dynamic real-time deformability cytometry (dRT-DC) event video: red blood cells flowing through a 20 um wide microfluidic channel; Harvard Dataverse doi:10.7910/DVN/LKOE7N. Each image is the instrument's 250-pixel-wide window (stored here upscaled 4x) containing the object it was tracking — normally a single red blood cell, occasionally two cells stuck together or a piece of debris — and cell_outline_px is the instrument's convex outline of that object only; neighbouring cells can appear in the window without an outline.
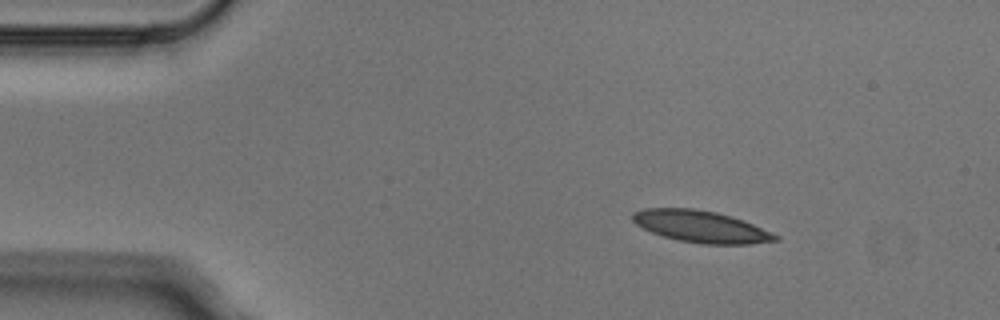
{"species": "Egyptian fruit bat (a non-hibernating species)", "species_latin": "Rousettus aegyptiacus", "temperature_condition": "cold", "stored_images_in_passage": 2, "camera_frame_rate_fps": 3000, "um_per_image_px": 0.085, "animal": {"sex": "male"}, "frame": {"image": 1, "passage_image": 1, "time_ms": 0.0, "image_size_px": [1000, 320], "cell_outline_px": [[780, 240], [748, 244], [700, 244], [680, 240], [664, 236], [652, 232], [636, 224], [632, 220], [632, 212], [644, 208], [696, 208], [716, 212], [732, 216], [744, 220], [780, 236]], "centroid_in_image_um": [59.59, 19.25], "position_along_channel_um": 25.4, "area_um2": 26.47}}
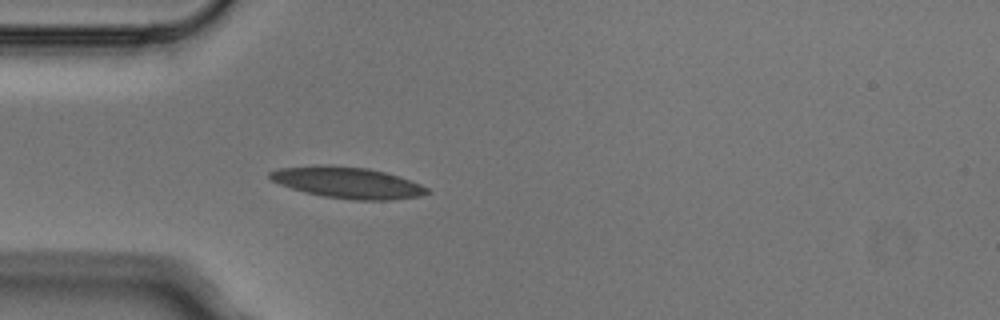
{"frame": {"image": 2, "passage_image": 2, "time_ms": 0.333, "image_size_px": [1000, 320], "cell_outline_px": [[432, 192], [420, 196], [392, 200], [352, 200], [324, 196], [304, 192], [280, 184], [272, 180], [268, 176], [268, 172], [280, 168], [320, 164], [328, 164], [368, 168], [384, 172], [420, 184], [428, 188]], "centroid_in_image_um": [29.53, 15.52], "position_along_channel_um": 55.5, "area_um2": 28.67}}